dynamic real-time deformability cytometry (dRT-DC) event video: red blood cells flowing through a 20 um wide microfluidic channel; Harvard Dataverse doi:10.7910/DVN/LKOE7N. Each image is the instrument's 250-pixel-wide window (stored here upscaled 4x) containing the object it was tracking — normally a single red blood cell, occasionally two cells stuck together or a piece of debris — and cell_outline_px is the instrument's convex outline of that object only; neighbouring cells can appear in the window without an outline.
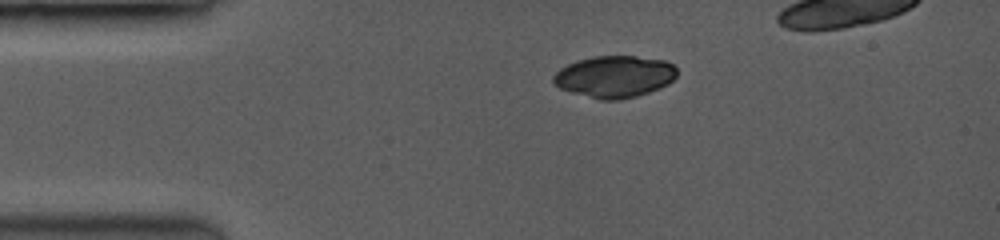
{"species": "common noctule bat (a hibernating species)", "species_latin": "Nyctalus noctula", "temperature_condition": "room temperature", "stored_images_in_passage": 51, "camera_frame_rate_fps": 3500, "um_per_image_px": 0.085, "animal": {"sex": "female", "body_mass_g": 19.0, "forearm_length_mm": 53.3}, "frame": {"image": 1, "passage_image": 1, "time_ms": 0.0, "image_size_px": [1000, 240], "cell_outline_px": [[676, 76], [668, 84], [648, 92], [636, 96], [620, 100], [600, 100], [560, 88], [552, 80], [552, 76], [560, 68], [568, 64], [580, 60], [596, 56], [636, 56], [664, 60], [672, 64], [676, 68]], "centroid_in_image_um": [52.24, 6.51], "position_along_channel_um": 32.8, "area_um2": 29.82}}
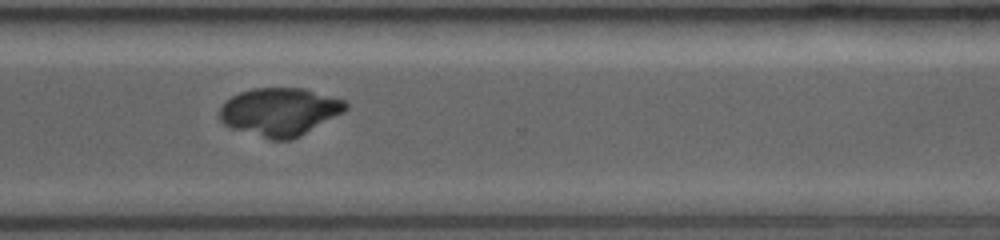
{"frame": {"image": 2, "passage_image": 40, "time_ms": 8.857, "image_size_px": [1000, 240], "cell_outline_px": [[348, 108], [344, 112], [300, 136], [292, 140], [268, 140], [232, 128], [224, 124], [220, 120], [220, 108], [224, 100], [240, 92], [256, 88], [300, 88], [344, 100], [348, 104]], "centroid_in_image_um": [23.75, 9.52], "position_along_channel_um": 346.8, "area_um2": 35.2}}
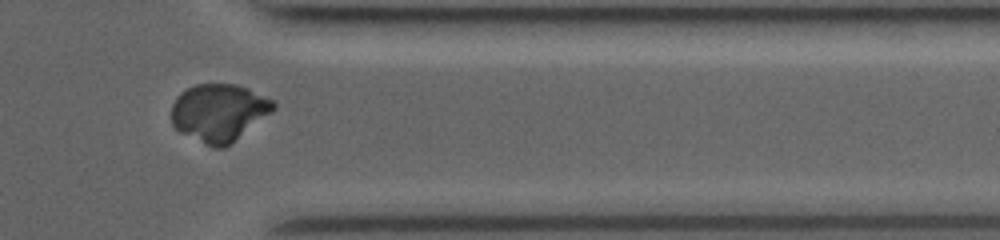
{"frame": {"image": 3, "passage_image": 45, "time_ms": 10.0, "image_size_px": [1000, 240], "cell_outline_px": [[276, 108], [272, 112], [224, 148], [212, 148], [180, 132], [172, 124], [172, 104], [176, 96], [180, 92], [196, 84], [232, 84], [248, 88], [276, 100]], "centroid_in_image_um": [18.62, 9.56], "position_along_channel_um": 392.8, "area_um2": 34.28}}